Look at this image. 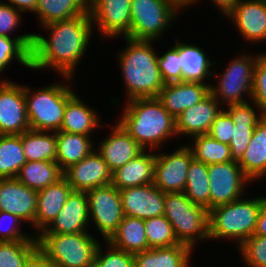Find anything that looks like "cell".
Listing matches in <instances>:
<instances>
[{
	"instance_id": "obj_1",
	"label": "cell",
	"mask_w": 266,
	"mask_h": 267,
	"mask_svg": "<svg viewBox=\"0 0 266 267\" xmlns=\"http://www.w3.org/2000/svg\"><path fill=\"white\" fill-rule=\"evenodd\" d=\"M48 37L33 34L31 69H54L63 80L72 82L76 66L86 53L94 25L90 13L72 19L56 21L42 27Z\"/></svg>"
},
{
	"instance_id": "obj_2",
	"label": "cell",
	"mask_w": 266,
	"mask_h": 267,
	"mask_svg": "<svg viewBox=\"0 0 266 267\" xmlns=\"http://www.w3.org/2000/svg\"><path fill=\"white\" fill-rule=\"evenodd\" d=\"M127 101L118 122L143 150L162 147L164 142L177 135L176 119L157 97Z\"/></svg>"
},
{
	"instance_id": "obj_3",
	"label": "cell",
	"mask_w": 266,
	"mask_h": 267,
	"mask_svg": "<svg viewBox=\"0 0 266 267\" xmlns=\"http://www.w3.org/2000/svg\"><path fill=\"white\" fill-rule=\"evenodd\" d=\"M127 47L118 51L127 100L158 97L165 83L158 67V54L152 41L124 37ZM127 90V91H126Z\"/></svg>"
},
{
	"instance_id": "obj_4",
	"label": "cell",
	"mask_w": 266,
	"mask_h": 267,
	"mask_svg": "<svg viewBox=\"0 0 266 267\" xmlns=\"http://www.w3.org/2000/svg\"><path fill=\"white\" fill-rule=\"evenodd\" d=\"M234 200L209 210V238L229 239L239 246L253 236L263 196L252 199Z\"/></svg>"
},
{
	"instance_id": "obj_5",
	"label": "cell",
	"mask_w": 266,
	"mask_h": 267,
	"mask_svg": "<svg viewBox=\"0 0 266 267\" xmlns=\"http://www.w3.org/2000/svg\"><path fill=\"white\" fill-rule=\"evenodd\" d=\"M65 83H52L34 91L29 86H24L26 112L31 130L47 132L60 130L66 104L76 94Z\"/></svg>"
},
{
	"instance_id": "obj_6",
	"label": "cell",
	"mask_w": 266,
	"mask_h": 267,
	"mask_svg": "<svg viewBox=\"0 0 266 267\" xmlns=\"http://www.w3.org/2000/svg\"><path fill=\"white\" fill-rule=\"evenodd\" d=\"M164 216L178 242L194 250L198 241L209 240V211L194 204L184 192L165 193Z\"/></svg>"
},
{
	"instance_id": "obj_7",
	"label": "cell",
	"mask_w": 266,
	"mask_h": 267,
	"mask_svg": "<svg viewBox=\"0 0 266 267\" xmlns=\"http://www.w3.org/2000/svg\"><path fill=\"white\" fill-rule=\"evenodd\" d=\"M92 233H39L37 246L57 267H93L99 245Z\"/></svg>"
},
{
	"instance_id": "obj_8",
	"label": "cell",
	"mask_w": 266,
	"mask_h": 267,
	"mask_svg": "<svg viewBox=\"0 0 266 267\" xmlns=\"http://www.w3.org/2000/svg\"><path fill=\"white\" fill-rule=\"evenodd\" d=\"M241 54L230 61L228 67L223 71L224 73H212L213 76H216L214 79H217L218 83L215 86L210 85V93L220 104L223 103L222 106L247 102L244 97L246 95L249 97L248 100H252L254 68L263 53L256 54V56H252L250 53Z\"/></svg>"
},
{
	"instance_id": "obj_9",
	"label": "cell",
	"mask_w": 266,
	"mask_h": 267,
	"mask_svg": "<svg viewBox=\"0 0 266 267\" xmlns=\"http://www.w3.org/2000/svg\"><path fill=\"white\" fill-rule=\"evenodd\" d=\"M130 9L131 29L126 37L146 41L159 40L180 12L169 0H131Z\"/></svg>"
},
{
	"instance_id": "obj_10",
	"label": "cell",
	"mask_w": 266,
	"mask_h": 267,
	"mask_svg": "<svg viewBox=\"0 0 266 267\" xmlns=\"http://www.w3.org/2000/svg\"><path fill=\"white\" fill-rule=\"evenodd\" d=\"M89 221L95 225L104 242L116 232L123 220L120 191L112 184L86 191Z\"/></svg>"
},
{
	"instance_id": "obj_11",
	"label": "cell",
	"mask_w": 266,
	"mask_h": 267,
	"mask_svg": "<svg viewBox=\"0 0 266 267\" xmlns=\"http://www.w3.org/2000/svg\"><path fill=\"white\" fill-rule=\"evenodd\" d=\"M208 177L210 209L241 198L246 186L252 182L235 160L208 165Z\"/></svg>"
},
{
	"instance_id": "obj_12",
	"label": "cell",
	"mask_w": 266,
	"mask_h": 267,
	"mask_svg": "<svg viewBox=\"0 0 266 267\" xmlns=\"http://www.w3.org/2000/svg\"><path fill=\"white\" fill-rule=\"evenodd\" d=\"M193 153L183 145L172 153H156L154 185L164 193L183 192Z\"/></svg>"
},
{
	"instance_id": "obj_13",
	"label": "cell",
	"mask_w": 266,
	"mask_h": 267,
	"mask_svg": "<svg viewBox=\"0 0 266 267\" xmlns=\"http://www.w3.org/2000/svg\"><path fill=\"white\" fill-rule=\"evenodd\" d=\"M131 0H89V13L100 35L126 37L131 29Z\"/></svg>"
},
{
	"instance_id": "obj_14",
	"label": "cell",
	"mask_w": 266,
	"mask_h": 267,
	"mask_svg": "<svg viewBox=\"0 0 266 267\" xmlns=\"http://www.w3.org/2000/svg\"><path fill=\"white\" fill-rule=\"evenodd\" d=\"M29 129L24 86L0 78V135H21Z\"/></svg>"
},
{
	"instance_id": "obj_15",
	"label": "cell",
	"mask_w": 266,
	"mask_h": 267,
	"mask_svg": "<svg viewBox=\"0 0 266 267\" xmlns=\"http://www.w3.org/2000/svg\"><path fill=\"white\" fill-rule=\"evenodd\" d=\"M119 191L124 215L143 220L164 215L165 193L154 183Z\"/></svg>"
},
{
	"instance_id": "obj_16",
	"label": "cell",
	"mask_w": 266,
	"mask_h": 267,
	"mask_svg": "<svg viewBox=\"0 0 266 267\" xmlns=\"http://www.w3.org/2000/svg\"><path fill=\"white\" fill-rule=\"evenodd\" d=\"M64 177L74 191H88L111 184L112 172L103 157L92 151L79 163L64 171Z\"/></svg>"
},
{
	"instance_id": "obj_17",
	"label": "cell",
	"mask_w": 266,
	"mask_h": 267,
	"mask_svg": "<svg viewBox=\"0 0 266 267\" xmlns=\"http://www.w3.org/2000/svg\"><path fill=\"white\" fill-rule=\"evenodd\" d=\"M226 17L245 42L266 41V0H240Z\"/></svg>"
},
{
	"instance_id": "obj_18",
	"label": "cell",
	"mask_w": 266,
	"mask_h": 267,
	"mask_svg": "<svg viewBox=\"0 0 266 267\" xmlns=\"http://www.w3.org/2000/svg\"><path fill=\"white\" fill-rule=\"evenodd\" d=\"M37 191L16 178L0 179V211H5L29 222L35 229Z\"/></svg>"
},
{
	"instance_id": "obj_19",
	"label": "cell",
	"mask_w": 266,
	"mask_h": 267,
	"mask_svg": "<svg viewBox=\"0 0 266 267\" xmlns=\"http://www.w3.org/2000/svg\"><path fill=\"white\" fill-rule=\"evenodd\" d=\"M88 224L91 225L87 194L85 191L72 190L56 218L40 233L76 234L88 232Z\"/></svg>"
},
{
	"instance_id": "obj_20",
	"label": "cell",
	"mask_w": 266,
	"mask_h": 267,
	"mask_svg": "<svg viewBox=\"0 0 266 267\" xmlns=\"http://www.w3.org/2000/svg\"><path fill=\"white\" fill-rule=\"evenodd\" d=\"M251 103L254 104L252 105L255 106L254 109L248 101L230 106L225 105L228 108H224L235 124L229 143L231 156L235 161H239L242 158L251 142L255 126L264 118V115L259 112L260 107L253 100ZM255 108H258L259 115L256 113Z\"/></svg>"
},
{
	"instance_id": "obj_21",
	"label": "cell",
	"mask_w": 266,
	"mask_h": 267,
	"mask_svg": "<svg viewBox=\"0 0 266 267\" xmlns=\"http://www.w3.org/2000/svg\"><path fill=\"white\" fill-rule=\"evenodd\" d=\"M210 85L192 81L167 83L157 98L168 113L177 119L185 109L196 105L210 93Z\"/></svg>"
},
{
	"instance_id": "obj_22",
	"label": "cell",
	"mask_w": 266,
	"mask_h": 267,
	"mask_svg": "<svg viewBox=\"0 0 266 267\" xmlns=\"http://www.w3.org/2000/svg\"><path fill=\"white\" fill-rule=\"evenodd\" d=\"M220 106L222 104L209 93L202 101L185 109L176 119L177 136L188 135L191 139L208 134L213 121L223 110Z\"/></svg>"
},
{
	"instance_id": "obj_23",
	"label": "cell",
	"mask_w": 266,
	"mask_h": 267,
	"mask_svg": "<svg viewBox=\"0 0 266 267\" xmlns=\"http://www.w3.org/2000/svg\"><path fill=\"white\" fill-rule=\"evenodd\" d=\"M112 129V133L99 142L96 151L103 157L110 171L114 172L144 150L119 122Z\"/></svg>"
},
{
	"instance_id": "obj_24",
	"label": "cell",
	"mask_w": 266,
	"mask_h": 267,
	"mask_svg": "<svg viewBox=\"0 0 266 267\" xmlns=\"http://www.w3.org/2000/svg\"><path fill=\"white\" fill-rule=\"evenodd\" d=\"M71 191L72 187L64 176L56 183L37 191V212L35 215V229L37 230L35 233L39 234L51 224Z\"/></svg>"
},
{
	"instance_id": "obj_25",
	"label": "cell",
	"mask_w": 266,
	"mask_h": 267,
	"mask_svg": "<svg viewBox=\"0 0 266 267\" xmlns=\"http://www.w3.org/2000/svg\"><path fill=\"white\" fill-rule=\"evenodd\" d=\"M155 154L144 150L123 167L112 172L111 184L118 190L154 183Z\"/></svg>"
},
{
	"instance_id": "obj_26",
	"label": "cell",
	"mask_w": 266,
	"mask_h": 267,
	"mask_svg": "<svg viewBox=\"0 0 266 267\" xmlns=\"http://www.w3.org/2000/svg\"><path fill=\"white\" fill-rule=\"evenodd\" d=\"M190 247L177 244L134 253V267H190Z\"/></svg>"
},
{
	"instance_id": "obj_27",
	"label": "cell",
	"mask_w": 266,
	"mask_h": 267,
	"mask_svg": "<svg viewBox=\"0 0 266 267\" xmlns=\"http://www.w3.org/2000/svg\"><path fill=\"white\" fill-rule=\"evenodd\" d=\"M238 164L252 182L266 175V117L255 126L251 142Z\"/></svg>"
},
{
	"instance_id": "obj_28",
	"label": "cell",
	"mask_w": 266,
	"mask_h": 267,
	"mask_svg": "<svg viewBox=\"0 0 266 267\" xmlns=\"http://www.w3.org/2000/svg\"><path fill=\"white\" fill-rule=\"evenodd\" d=\"M97 113L75 94L66 104L64 118L59 131L90 136L100 127Z\"/></svg>"
},
{
	"instance_id": "obj_29",
	"label": "cell",
	"mask_w": 266,
	"mask_h": 267,
	"mask_svg": "<svg viewBox=\"0 0 266 267\" xmlns=\"http://www.w3.org/2000/svg\"><path fill=\"white\" fill-rule=\"evenodd\" d=\"M56 136V162L63 172L71 165L79 163L96 149L90 136L64 131L56 132Z\"/></svg>"
},
{
	"instance_id": "obj_30",
	"label": "cell",
	"mask_w": 266,
	"mask_h": 267,
	"mask_svg": "<svg viewBox=\"0 0 266 267\" xmlns=\"http://www.w3.org/2000/svg\"><path fill=\"white\" fill-rule=\"evenodd\" d=\"M107 242L132 254L148 250L144 220L124 215L118 229Z\"/></svg>"
},
{
	"instance_id": "obj_31",
	"label": "cell",
	"mask_w": 266,
	"mask_h": 267,
	"mask_svg": "<svg viewBox=\"0 0 266 267\" xmlns=\"http://www.w3.org/2000/svg\"><path fill=\"white\" fill-rule=\"evenodd\" d=\"M86 13H89V0H37L35 11L41 26Z\"/></svg>"
},
{
	"instance_id": "obj_32",
	"label": "cell",
	"mask_w": 266,
	"mask_h": 267,
	"mask_svg": "<svg viewBox=\"0 0 266 267\" xmlns=\"http://www.w3.org/2000/svg\"><path fill=\"white\" fill-rule=\"evenodd\" d=\"M201 47L179 42V57L182 65L183 81L205 82L213 73L210 68L216 62H210ZM205 80V81H204Z\"/></svg>"
},
{
	"instance_id": "obj_33",
	"label": "cell",
	"mask_w": 266,
	"mask_h": 267,
	"mask_svg": "<svg viewBox=\"0 0 266 267\" xmlns=\"http://www.w3.org/2000/svg\"><path fill=\"white\" fill-rule=\"evenodd\" d=\"M64 176L55 161H26L16 179L28 188L39 191L56 183Z\"/></svg>"
},
{
	"instance_id": "obj_34",
	"label": "cell",
	"mask_w": 266,
	"mask_h": 267,
	"mask_svg": "<svg viewBox=\"0 0 266 267\" xmlns=\"http://www.w3.org/2000/svg\"><path fill=\"white\" fill-rule=\"evenodd\" d=\"M21 142L26 161L56 162V132L29 129L21 134Z\"/></svg>"
},
{
	"instance_id": "obj_35",
	"label": "cell",
	"mask_w": 266,
	"mask_h": 267,
	"mask_svg": "<svg viewBox=\"0 0 266 267\" xmlns=\"http://www.w3.org/2000/svg\"><path fill=\"white\" fill-rule=\"evenodd\" d=\"M210 182L208 165L193 159L190 163L184 189L185 195L196 205L210 210Z\"/></svg>"
},
{
	"instance_id": "obj_36",
	"label": "cell",
	"mask_w": 266,
	"mask_h": 267,
	"mask_svg": "<svg viewBox=\"0 0 266 267\" xmlns=\"http://www.w3.org/2000/svg\"><path fill=\"white\" fill-rule=\"evenodd\" d=\"M25 163L21 135H0V179L16 178Z\"/></svg>"
},
{
	"instance_id": "obj_37",
	"label": "cell",
	"mask_w": 266,
	"mask_h": 267,
	"mask_svg": "<svg viewBox=\"0 0 266 267\" xmlns=\"http://www.w3.org/2000/svg\"><path fill=\"white\" fill-rule=\"evenodd\" d=\"M33 33L16 35L14 38L0 36V73L11 64L13 59L31 69V49Z\"/></svg>"
},
{
	"instance_id": "obj_38",
	"label": "cell",
	"mask_w": 266,
	"mask_h": 267,
	"mask_svg": "<svg viewBox=\"0 0 266 267\" xmlns=\"http://www.w3.org/2000/svg\"><path fill=\"white\" fill-rule=\"evenodd\" d=\"M192 139V145L188 147L193 153V158L204 164H218L234 161L229 145L211 138L208 134L198 135Z\"/></svg>"
},
{
	"instance_id": "obj_39",
	"label": "cell",
	"mask_w": 266,
	"mask_h": 267,
	"mask_svg": "<svg viewBox=\"0 0 266 267\" xmlns=\"http://www.w3.org/2000/svg\"><path fill=\"white\" fill-rule=\"evenodd\" d=\"M144 226L148 250L180 244L175 236L171 223L164 215L145 219Z\"/></svg>"
},
{
	"instance_id": "obj_40",
	"label": "cell",
	"mask_w": 266,
	"mask_h": 267,
	"mask_svg": "<svg viewBox=\"0 0 266 267\" xmlns=\"http://www.w3.org/2000/svg\"><path fill=\"white\" fill-rule=\"evenodd\" d=\"M37 241L0 242V267H24Z\"/></svg>"
},
{
	"instance_id": "obj_41",
	"label": "cell",
	"mask_w": 266,
	"mask_h": 267,
	"mask_svg": "<svg viewBox=\"0 0 266 267\" xmlns=\"http://www.w3.org/2000/svg\"><path fill=\"white\" fill-rule=\"evenodd\" d=\"M105 243L108 250L104 252L103 244L98 245L93 267H134V255L132 253L117 249L107 241Z\"/></svg>"
},
{
	"instance_id": "obj_42",
	"label": "cell",
	"mask_w": 266,
	"mask_h": 267,
	"mask_svg": "<svg viewBox=\"0 0 266 267\" xmlns=\"http://www.w3.org/2000/svg\"><path fill=\"white\" fill-rule=\"evenodd\" d=\"M178 40L176 37V44L162 56L158 55V67L165 84L183 81Z\"/></svg>"
},
{
	"instance_id": "obj_43",
	"label": "cell",
	"mask_w": 266,
	"mask_h": 267,
	"mask_svg": "<svg viewBox=\"0 0 266 267\" xmlns=\"http://www.w3.org/2000/svg\"><path fill=\"white\" fill-rule=\"evenodd\" d=\"M237 248L248 267H266V236L253 235Z\"/></svg>"
},
{
	"instance_id": "obj_44",
	"label": "cell",
	"mask_w": 266,
	"mask_h": 267,
	"mask_svg": "<svg viewBox=\"0 0 266 267\" xmlns=\"http://www.w3.org/2000/svg\"><path fill=\"white\" fill-rule=\"evenodd\" d=\"M5 222H7V224ZM8 222L10 224H8ZM23 222L24 221L17 215L0 211V242L37 241L36 236L32 237L31 234L21 232L22 230L18 228Z\"/></svg>"
},
{
	"instance_id": "obj_45",
	"label": "cell",
	"mask_w": 266,
	"mask_h": 267,
	"mask_svg": "<svg viewBox=\"0 0 266 267\" xmlns=\"http://www.w3.org/2000/svg\"><path fill=\"white\" fill-rule=\"evenodd\" d=\"M252 100L260 107V112L266 117V54L257 60L254 68Z\"/></svg>"
},
{
	"instance_id": "obj_46",
	"label": "cell",
	"mask_w": 266,
	"mask_h": 267,
	"mask_svg": "<svg viewBox=\"0 0 266 267\" xmlns=\"http://www.w3.org/2000/svg\"><path fill=\"white\" fill-rule=\"evenodd\" d=\"M234 128L235 124L233 123L232 118L223 109L213 121L208 135L221 143L229 145Z\"/></svg>"
},
{
	"instance_id": "obj_47",
	"label": "cell",
	"mask_w": 266,
	"mask_h": 267,
	"mask_svg": "<svg viewBox=\"0 0 266 267\" xmlns=\"http://www.w3.org/2000/svg\"><path fill=\"white\" fill-rule=\"evenodd\" d=\"M20 11L0 0V36L12 38L10 33L19 27L22 21Z\"/></svg>"
},
{
	"instance_id": "obj_48",
	"label": "cell",
	"mask_w": 266,
	"mask_h": 267,
	"mask_svg": "<svg viewBox=\"0 0 266 267\" xmlns=\"http://www.w3.org/2000/svg\"><path fill=\"white\" fill-rule=\"evenodd\" d=\"M24 267H57L37 246L28 256Z\"/></svg>"
},
{
	"instance_id": "obj_49",
	"label": "cell",
	"mask_w": 266,
	"mask_h": 267,
	"mask_svg": "<svg viewBox=\"0 0 266 267\" xmlns=\"http://www.w3.org/2000/svg\"><path fill=\"white\" fill-rule=\"evenodd\" d=\"M253 235L266 236V197H263V203L258 213L256 228Z\"/></svg>"
},
{
	"instance_id": "obj_50",
	"label": "cell",
	"mask_w": 266,
	"mask_h": 267,
	"mask_svg": "<svg viewBox=\"0 0 266 267\" xmlns=\"http://www.w3.org/2000/svg\"><path fill=\"white\" fill-rule=\"evenodd\" d=\"M8 4L12 5L15 9L22 13H32L36 11L37 0H7Z\"/></svg>"
},
{
	"instance_id": "obj_51",
	"label": "cell",
	"mask_w": 266,
	"mask_h": 267,
	"mask_svg": "<svg viewBox=\"0 0 266 267\" xmlns=\"http://www.w3.org/2000/svg\"><path fill=\"white\" fill-rule=\"evenodd\" d=\"M239 1L240 0H211L215 7H217L219 11L223 12L222 16L225 15V17L233 10L234 6ZM194 3H198V0H193V5Z\"/></svg>"
},
{
	"instance_id": "obj_52",
	"label": "cell",
	"mask_w": 266,
	"mask_h": 267,
	"mask_svg": "<svg viewBox=\"0 0 266 267\" xmlns=\"http://www.w3.org/2000/svg\"><path fill=\"white\" fill-rule=\"evenodd\" d=\"M172 2L177 8L182 9L186 7H190V5H193V0H169Z\"/></svg>"
}]
</instances>
